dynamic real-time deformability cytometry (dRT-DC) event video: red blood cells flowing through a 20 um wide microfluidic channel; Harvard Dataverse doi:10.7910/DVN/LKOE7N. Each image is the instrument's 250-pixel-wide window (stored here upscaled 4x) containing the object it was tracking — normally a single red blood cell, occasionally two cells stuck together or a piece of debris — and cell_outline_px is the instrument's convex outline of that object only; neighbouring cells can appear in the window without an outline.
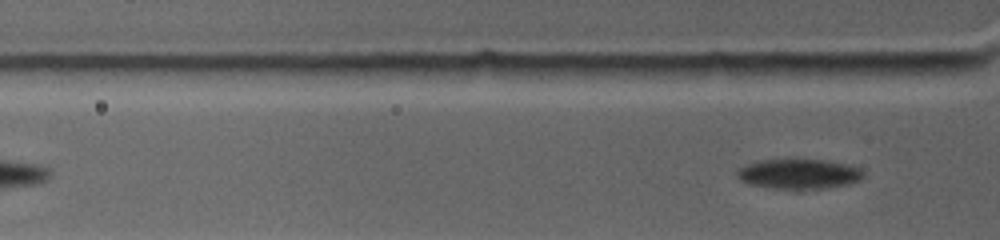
{"species": "common noctule bat (a hibernating species)", "species_latin": "Nyctalus noctula", "temperature_condition": "warm", "stored_images_in_passage": 4, "segment_of_instrument_passage": [2, 2], "camera_frame_rate_fps": 4500, "um_per_image_px": 0.085, "animal": {"sex": "female", "body_mass_g": 19.0, "forearm_length_mm": 53.3}, "frame": {"image": 1, "passage_image": 4, "time_ms": 3.111, "image_size_px": [1000, 240], "cell_outline_px": [[864, 176], [860, 180], [848, 184], [828, 188], [800, 192], [796, 192], [748, 184], [740, 180], [736, 176], [736, 168], [756, 160], [788, 156], [796, 156], [824, 160], [848, 164], [860, 168], [864, 172]], "centroid_in_image_um": [67.85, 14.76], "position_along_channel_um": 58.0, "area_um2": 24.04}}